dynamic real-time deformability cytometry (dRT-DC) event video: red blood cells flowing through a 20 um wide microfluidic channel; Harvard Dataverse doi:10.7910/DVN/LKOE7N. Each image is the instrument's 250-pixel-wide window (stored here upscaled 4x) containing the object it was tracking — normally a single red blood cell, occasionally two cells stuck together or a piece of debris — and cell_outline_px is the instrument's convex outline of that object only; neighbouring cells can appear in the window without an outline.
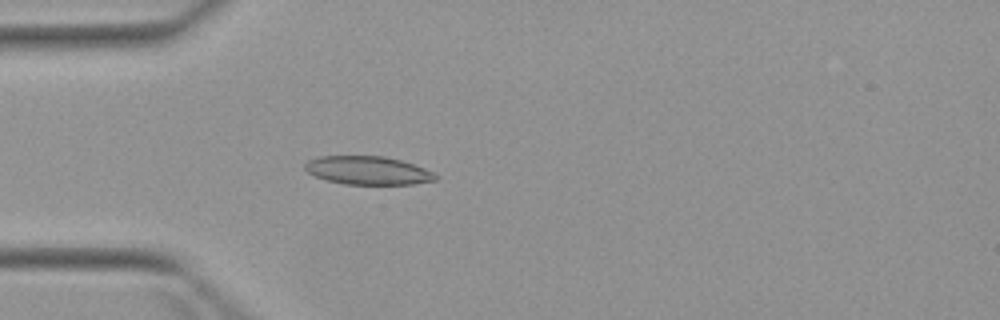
{"species": "Egyptian fruit bat (a non-hibernating species)", "species_latin": "Rousettus aegyptiacus", "temperature_condition": "warm", "stored_images_in_passage": 1, "camera_frame_rate_fps": 3000, "um_per_image_px": 0.085, "animal": {"sex": "female"}, "frame": {"image": 1, "passage_image": 1, "time_ms": 0.0, "image_size_px": [1000, 320], "cell_outline_px": [[440, 176], [436, 180], [412, 184], [344, 184], [328, 180], [316, 176], [308, 172], [304, 168], [304, 164], [308, 160], [320, 156], [384, 156], [400, 160], [424, 168]], "centroid_in_image_um": [31.27, 14.48], "position_along_channel_um": 53.7, "area_um2": 21.44}}